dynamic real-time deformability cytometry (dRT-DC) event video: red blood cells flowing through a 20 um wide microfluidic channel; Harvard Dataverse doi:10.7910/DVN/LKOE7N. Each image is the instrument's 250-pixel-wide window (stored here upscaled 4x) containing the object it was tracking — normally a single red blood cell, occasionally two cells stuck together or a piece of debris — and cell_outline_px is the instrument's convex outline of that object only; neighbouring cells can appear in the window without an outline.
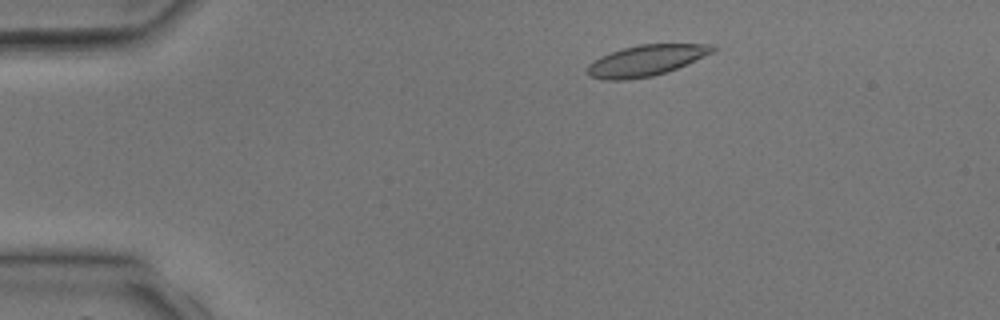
{"species": "common noctule bat (a hibernating species)", "species_latin": "Nyctalus noctula", "temperature_condition": "room temperature", "stored_images_in_passage": 3, "camera_frame_rate_fps": 3000, "um_per_image_px": 0.085, "animal": {"sex": "male", "body_mass_g": 17.9, "forearm_length_mm": 54.2}, "frame": {"image": 1, "passage_image": 2, "time_ms": 1.0, "image_size_px": [1000, 320], "cell_outline_px": [[716, 52], [676, 68], [652, 76], [628, 80], [604, 80], [588, 76], [588, 64], [600, 56], [624, 48], [640, 44], [716, 44]], "centroid_in_image_um": [54.94, 5.14], "position_along_channel_um": 30.1, "area_um2": 22.54}}